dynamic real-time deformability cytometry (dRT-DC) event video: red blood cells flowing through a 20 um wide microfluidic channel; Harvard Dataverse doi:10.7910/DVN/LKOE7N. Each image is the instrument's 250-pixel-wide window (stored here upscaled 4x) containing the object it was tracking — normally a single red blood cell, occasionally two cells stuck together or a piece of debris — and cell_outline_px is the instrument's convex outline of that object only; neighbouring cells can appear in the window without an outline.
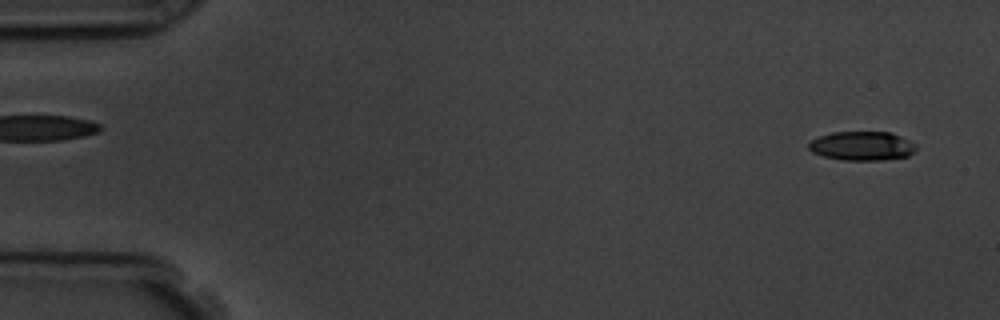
{"species": "common noctule bat (a hibernating species)", "species_latin": "Nyctalus noctula", "temperature_condition": "room temperature", "stored_images_in_passage": 5, "segment_of_instrument_passage": [2, 2], "camera_frame_rate_fps": 3000, "um_per_image_px": 0.085, "animal": {"sex": "male", "body_mass_g": 19.5, "forearm_length_mm": 54.6}, "frame": {"image": 1, "passage_image": 5, "time_ms": 5.333, "image_size_px": [1000, 320], "cell_outline_px": [[916, 148], [908, 156], [884, 160], [840, 160], [824, 156], [812, 152], [808, 148], [808, 144], [812, 140], [820, 136], [832, 132], [892, 132], [916, 144]], "centroid_in_image_um": [73.27, 12.4], "position_along_channel_um": 11.7, "area_um2": 18.15}}